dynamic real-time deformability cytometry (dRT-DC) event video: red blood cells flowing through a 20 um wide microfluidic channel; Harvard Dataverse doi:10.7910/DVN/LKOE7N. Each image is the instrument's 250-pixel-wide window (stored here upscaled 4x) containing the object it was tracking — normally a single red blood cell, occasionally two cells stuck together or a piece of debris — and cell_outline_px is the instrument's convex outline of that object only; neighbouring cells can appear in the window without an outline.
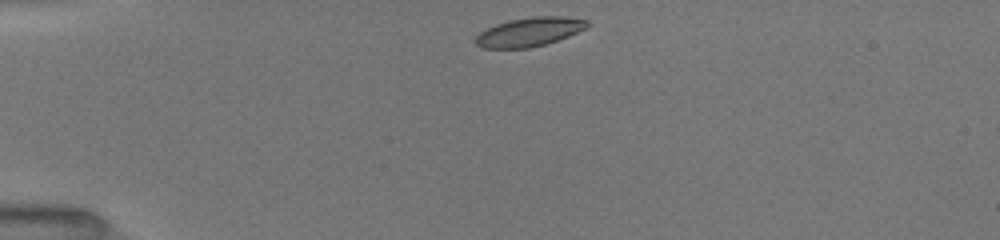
{"species": "common noctule bat (a hibernating species)", "species_latin": "Nyctalus noctula", "temperature_condition": "room temperature", "stored_images_in_passage": 40, "camera_frame_rate_fps": 3000, "um_per_image_px": 0.085, "animal": {"sex": "female", "body_mass_g": 19.5, "forearm_length_mm": 54.1}, "frame": {"image": 1, "passage_image": 1, "time_ms": 0.0, "image_size_px": [1000, 240], "cell_outline_px": [[592, 24], [568, 36], [544, 44], [528, 48], [484, 48], [476, 44], [476, 36], [480, 32], [496, 24], [508, 20], [532, 16], [564, 16], [588, 20]], "centroid_in_image_um": [45.01, 2.69], "position_along_channel_um": 40.0, "area_um2": 18.67}}
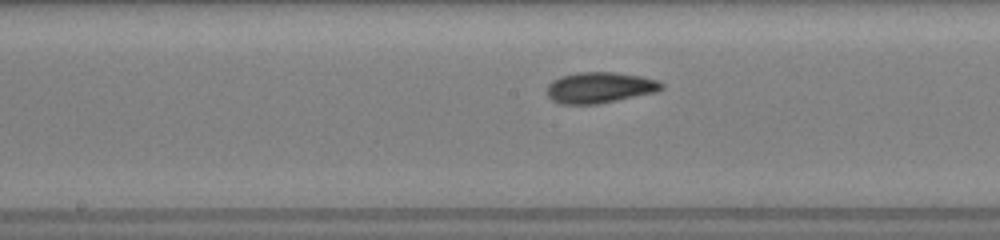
{"frame": {"image": 2, "passage_image": 16, "time_ms": 5.0, "image_size_px": [1000, 240], "cell_outline_px": [[664, 88], [656, 92], [596, 104], [560, 104], [552, 100], [548, 96], [548, 84], [552, 80], [560, 76], [576, 72], [612, 72], [640, 76], [660, 80], [664, 84]], "centroid_in_image_um": [50.98, 7.43], "position_along_channel_um": 197.2, "area_um2": 20.69}}
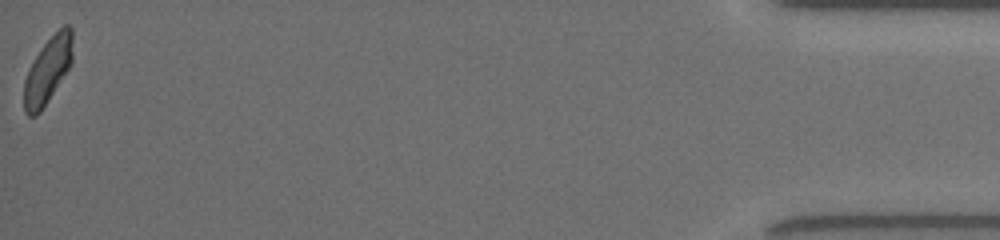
{"frame": {"image": 3, "passage_image": 40, "time_ms": 13.0, "image_size_px": [1000, 240], "cell_outline_px": [[72, 60], [68, 68], [40, 112], [36, 116], [28, 116], [24, 112], [24, 80], [36, 56], [44, 44], [64, 24], [68, 24], [72, 28]], "centroid_in_image_um": [4.05, 5.98], "position_along_channel_um": 431.1, "area_um2": 18.21}, "authors_computed_cell_mechanics": {"area_um2": 19.652, "velocity_mm_per_s": 4.0131, "shape_relaxation_time_tau1_ms": 3.2561, "shape_relaxation_time_tau2_ms": 1.729, "deformation_change_tau1": 0.1413, "deformation_change_tau2": 0.0704}}